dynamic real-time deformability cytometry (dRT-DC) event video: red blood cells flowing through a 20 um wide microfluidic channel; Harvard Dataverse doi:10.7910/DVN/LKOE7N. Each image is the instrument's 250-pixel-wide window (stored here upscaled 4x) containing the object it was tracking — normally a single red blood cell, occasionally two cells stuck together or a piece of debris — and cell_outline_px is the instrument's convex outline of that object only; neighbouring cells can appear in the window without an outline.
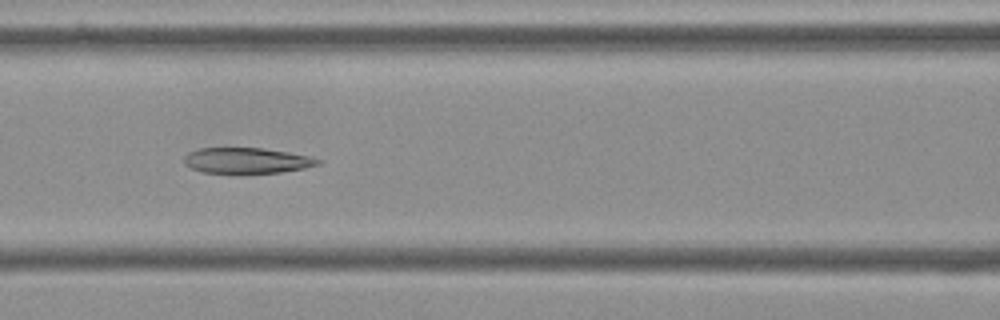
{"species": "Egyptian fruit bat (a non-hibernating species)", "species_latin": "Rousettus aegyptiacus", "temperature_condition": "cold", "stored_images_in_passage": 14, "camera_frame_rate_fps": 3000, "um_per_image_px": 0.085, "frame": {"image": 1, "passage_image": 6, "time_ms": 1.667, "image_size_px": [1000, 320], "cell_outline_px": [[320, 164], [304, 168], [280, 172], [200, 172], [184, 164], [184, 156], [188, 152], [200, 148], [264, 148], [288, 152], [308, 156], [320, 160]], "centroid_in_image_um": [20.94, 13.63], "position_along_channel_um": 145.7, "area_um2": 19.65}}
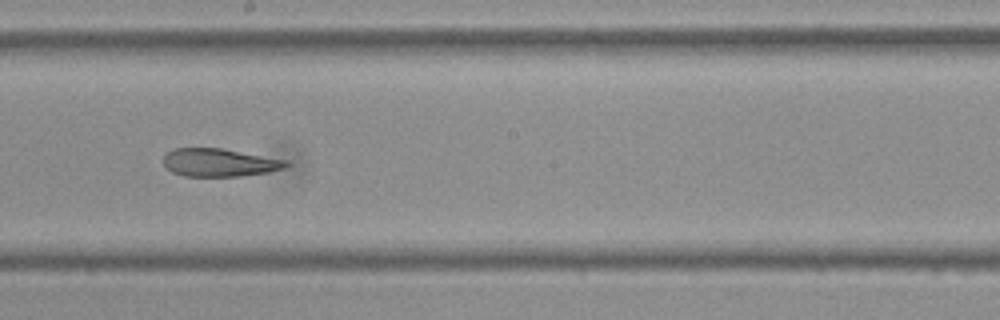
{"frame": {"image": 2, "passage_image": 8, "time_ms": 2.333, "image_size_px": [1000, 320], "cell_outline_px": [[292, 164], [284, 168], [268, 172], [240, 176], [184, 176], [172, 172], [164, 164], [164, 156], [168, 152], [176, 148], [220, 148], [288, 160]], "centroid_in_image_um": [18.69, 13.82], "position_along_channel_um": 229.5, "area_um2": 19.94}}
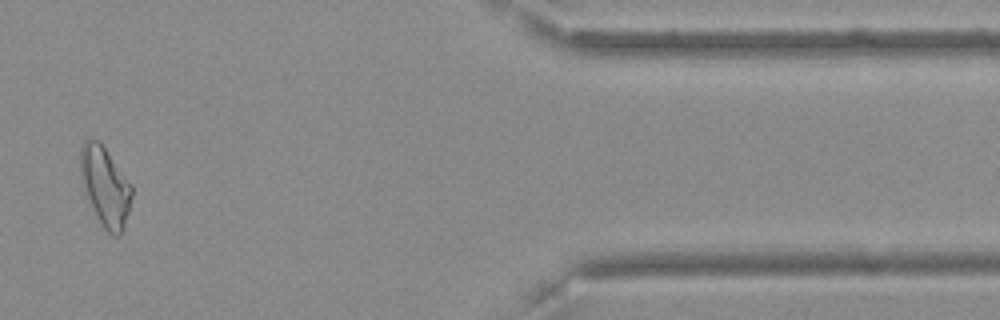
{"frame": {"image": 3, "passage_image": 13, "time_ms": 4.0, "image_size_px": [1000, 320], "cell_outline_px": [[132, 196], [124, 228], [120, 236], [112, 236], [100, 224], [92, 208], [80, 180], [80, 144], [84, 140], [100, 140], [132, 184]], "centroid_in_image_um": [8.93, 15.83], "position_along_channel_um": 402.5, "area_um2": 24.1}}